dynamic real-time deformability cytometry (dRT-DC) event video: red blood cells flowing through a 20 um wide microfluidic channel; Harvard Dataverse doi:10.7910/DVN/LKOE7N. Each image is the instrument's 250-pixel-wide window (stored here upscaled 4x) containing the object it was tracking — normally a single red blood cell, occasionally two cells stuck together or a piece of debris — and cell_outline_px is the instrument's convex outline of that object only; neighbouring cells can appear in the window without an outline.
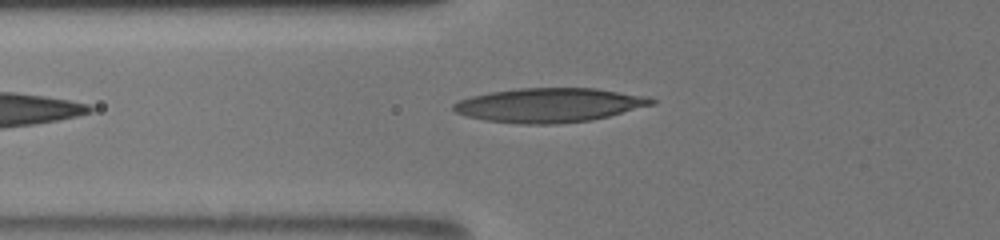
{"species": "human", "species_latin": "Homo sapiens", "temperature_condition": "room temperature", "stored_images_in_passage": 15, "camera_frame_rate_fps": 3000, "um_per_image_px": 0.085, "donor": {"sex": "male"}, "frame": {"image": 1, "passage_image": 2, "time_ms": 0.667, "image_size_px": [1000, 240], "cell_outline_px": [[656, 104], [592, 120], [556, 124], [520, 124], [484, 120], [468, 116], [456, 112], [452, 108], [452, 104], [460, 100], [472, 96], [488, 92], [520, 88], [596, 88], [648, 96], [656, 100]], "centroid_in_image_um": [46.72, 8.93], "position_along_channel_um": 79.1, "area_um2": 39.59}}
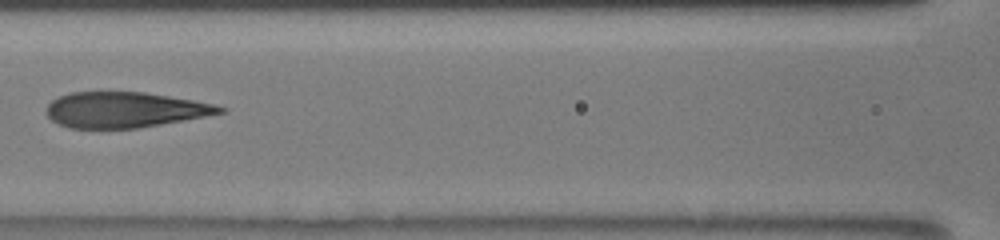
{"frame": {"image": 2, "passage_image": 5, "time_ms": 2.667, "image_size_px": [1000, 240], "cell_outline_px": [[228, 112], [160, 124], [136, 128], [68, 128], [52, 120], [48, 116], [48, 104], [52, 100], [60, 96], [72, 92], [144, 92], [192, 100], [212, 104], [228, 108]], "centroid_in_image_um": [10.62, 9.33], "position_along_channel_um": 156.0, "area_um2": 35.55}}
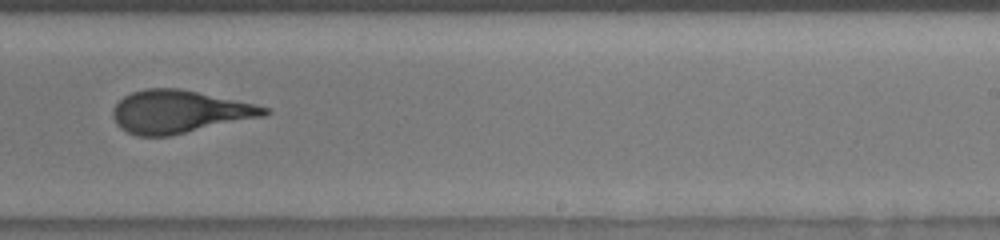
{"frame": {"image": 3, "passage_image": 13, "time_ms": 5.667, "image_size_px": [1000, 240], "cell_outline_px": [[272, 112], [264, 116], [168, 136], [136, 136], [120, 128], [116, 124], [112, 116], [112, 108], [124, 96], [132, 92], [144, 88], [180, 88], [252, 104], [268, 108]], "centroid_in_image_um": [15.18, 9.49], "position_along_channel_um": 273.8, "area_um2": 37.45}}